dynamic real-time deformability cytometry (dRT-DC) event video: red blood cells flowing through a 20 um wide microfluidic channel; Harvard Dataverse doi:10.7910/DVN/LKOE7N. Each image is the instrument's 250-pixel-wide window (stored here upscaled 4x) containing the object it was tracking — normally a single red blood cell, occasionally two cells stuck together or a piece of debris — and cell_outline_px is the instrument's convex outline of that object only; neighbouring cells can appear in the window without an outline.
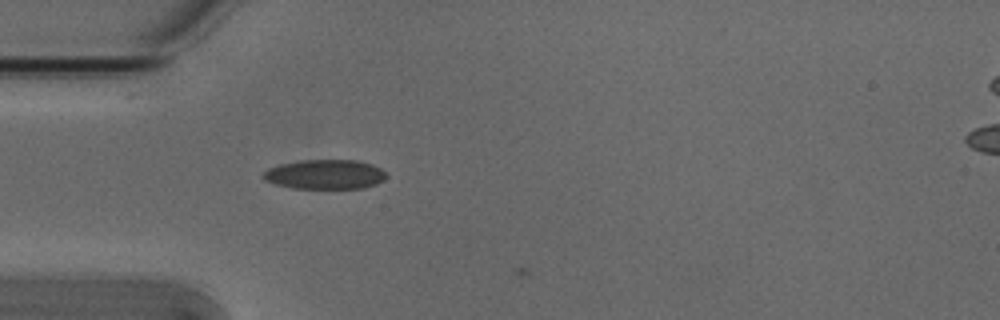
{"species": "Egyptian fruit bat (a non-hibernating species)", "species_latin": "Rousettus aegyptiacus", "temperature_condition": "cold", "stored_images_in_passage": 5, "camera_frame_rate_fps": 3000, "um_per_image_px": 0.085, "animal": {"sex": "male"}, "frame": {"image": 1, "passage_image": 4, "time_ms": 1.0, "image_size_px": [1000, 320], "cell_outline_px": [[384, 180], [376, 184], [364, 188], [292, 188], [276, 184], [264, 180], [260, 176], [268, 168], [280, 164], [300, 160], [356, 160], [372, 164], [380, 168], [384, 172]], "centroid_in_image_um": [27.59, 14.82], "position_along_channel_um": 57.4, "area_um2": 21.15}}